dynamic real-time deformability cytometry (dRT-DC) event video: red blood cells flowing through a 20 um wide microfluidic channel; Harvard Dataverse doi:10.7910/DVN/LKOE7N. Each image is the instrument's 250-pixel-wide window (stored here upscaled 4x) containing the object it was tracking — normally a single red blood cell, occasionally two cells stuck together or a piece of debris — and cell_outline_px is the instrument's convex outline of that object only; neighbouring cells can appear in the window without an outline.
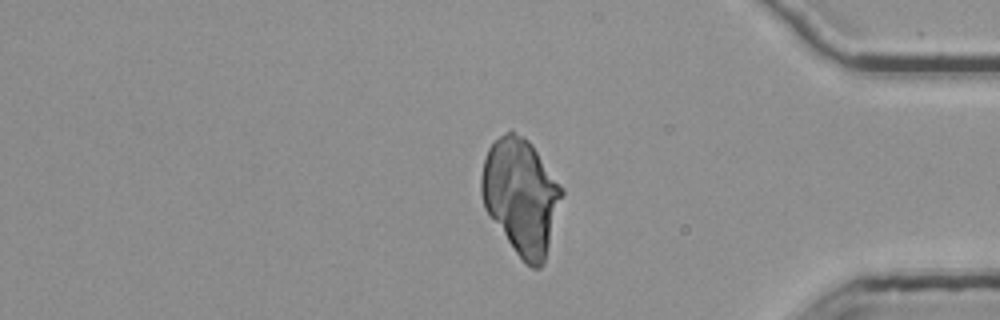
{"species": "common noctule bat (a hibernating species)", "species_latin": "Nyctalus noctula", "temperature_condition": "room temperature", "stored_images_in_passage": 50, "camera_frame_rate_fps": 3000, "um_per_image_px": 0.085, "animal": {"sex": "female", "body_mass_g": 25.1}, "frame": {"image": 1, "passage_image": 44, "time_ms": 14.333, "image_size_px": [1000, 320], "cell_outline_px": [[564, 192], [544, 264], [540, 268], [532, 268], [516, 252], [484, 208], [480, 192], [480, 176], [484, 156], [492, 140], [504, 132], [512, 128], [524, 136], [532, 144], [564, 188]], "centroid_in_image_um": [44.28, 16.6], "position_along_channel_um": 390.9, "area_um2": 54.56}}